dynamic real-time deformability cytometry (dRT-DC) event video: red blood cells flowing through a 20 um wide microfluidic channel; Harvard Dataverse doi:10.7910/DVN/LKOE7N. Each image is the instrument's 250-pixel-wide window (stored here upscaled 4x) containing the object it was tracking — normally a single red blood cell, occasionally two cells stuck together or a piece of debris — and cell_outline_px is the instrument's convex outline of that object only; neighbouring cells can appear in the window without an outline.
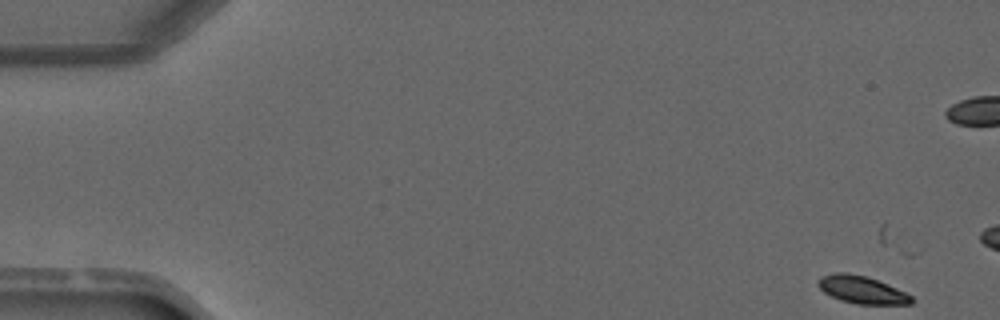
{"species": "common noctule bat (a hibernating species)", "species_latin": "Nyctalus noctula", "temperature_condition": "warm", "stored_images_in_passage": 3, "camera_frame_rate_fps": 3000, "um_per_image_px": 0.085, "animal": {"sex": "male", "forearm_length_mm": 52.5}, "frame": {"image": 1, "passage_image": 1, "time_ms": 0.0, "image_size_px": [1000, 320], "cell_outline_px": [[916, 300], [912, 304], [856, 304], [840, 300], [824, 292], [816, 284], [816, 280], [820, 276], [836, 272], [848, 272], [868, 276], [896, 288], [912, 296]], "centroid_in_image_um": [73.24, 24.62], "position_along_channel_um": 11.8, "area_um2": 15.2}}